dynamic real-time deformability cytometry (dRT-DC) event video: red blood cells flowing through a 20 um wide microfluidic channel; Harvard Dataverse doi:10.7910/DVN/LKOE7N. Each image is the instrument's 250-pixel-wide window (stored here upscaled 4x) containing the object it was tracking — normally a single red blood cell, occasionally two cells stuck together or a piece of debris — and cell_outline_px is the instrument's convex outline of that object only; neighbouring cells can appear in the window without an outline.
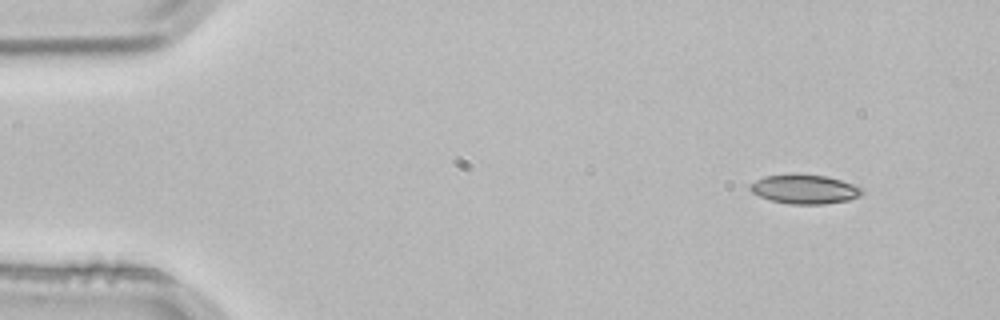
{"species": "common noctule bat (a hibernating species)", "species_latin": "Nyctalus noctula", "temperature_condition": "room temperature", "stored_images_in_passage": 4, "segment_of_instrument_passage": [1, 2], "camera_frame_rate_fps": 3000, "um_per_image_px": 0.085, "animal": {"sex": "male", "body_mass_g": 21.5, "forearm_length_mm": 52.0}, "frame": {"image": 1, "passage_image": 1, "time_ms": 0.0, "image_size_px": [1000, 320], "cell_outline_px": [[864, 192], [860, 196], [848, 200], [824, 204], [792, 204], [768, 200], [752, 192], [748, 188], [748, 184], [764, 176], [792, 172], [828, 176], [864, 188]], "centroid_in_image_um": [68.36, 16.05], "position_along_channel_um": 16.6, "area_um2": 19.54}}
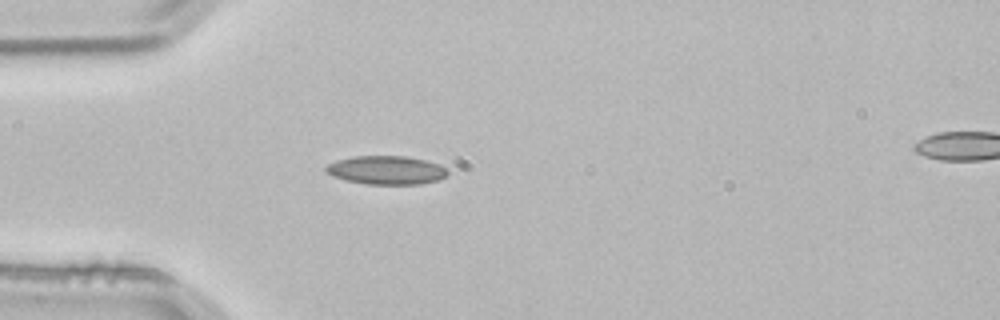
{"frame": {"image": 2, "passage_image": 3, "time_ms": 0.667, "image_size_px": [1000, 320], "cell_outline_px": [[448, 172], [440, 180], [420, 184], [364, 184], [344, 180], [332, 176], [324, 172], [324, 168], [328, 164], [336, 160], [352, 156], [404, 156], [424, 160], [440, 164]], "centroid_in_image_um": [32.78, 14.46], "position_along_channel_um": 52.2, "area_um2": 20.4}}